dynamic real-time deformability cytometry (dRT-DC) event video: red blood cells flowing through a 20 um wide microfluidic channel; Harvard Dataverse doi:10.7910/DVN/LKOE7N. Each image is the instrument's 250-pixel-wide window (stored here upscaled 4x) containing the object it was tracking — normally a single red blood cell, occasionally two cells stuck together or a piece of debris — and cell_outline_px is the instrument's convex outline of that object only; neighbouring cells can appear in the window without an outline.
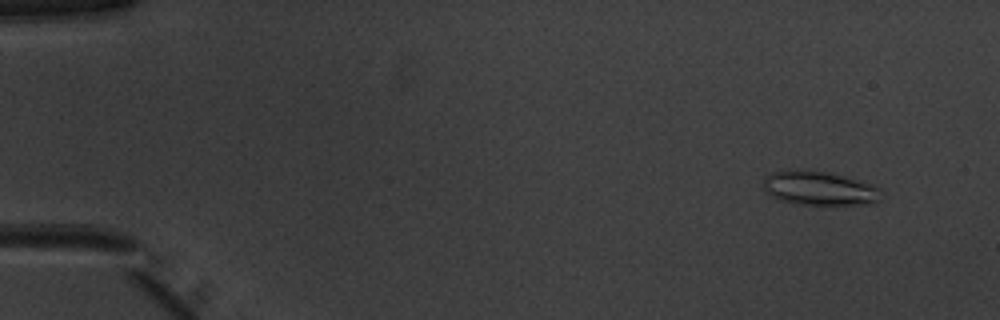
{"species": "common noctule bat (a hibernating species)", "species_latin": "Nyctalus noctula", "temperature_condition": "warm", "stored_images_in_passage": 51, "camera_frame_rate_fps": 3000, "um_per_image_px": 0.085, "animal": {"sex": "male", "body_mass_g": 20.1, "forearm_length_mm": 53.5}, "frame": {"image": 1, "passage_image": 4, "time_ms": 1.0, "image_size_px": [1000, 320], "cell_outline_px": [[880, 200], [872, 204], [796, 204], [780, 200], [764, 192], [760, 188], [764, 180], [772, 172], [792, 168], [824, 172], [844, 176], [872, 184], [880, 188]], "centroid_in_image_um": [69.59, 16.0], "position_along_channel_um": 15.4, "area_um2": 23.52}}
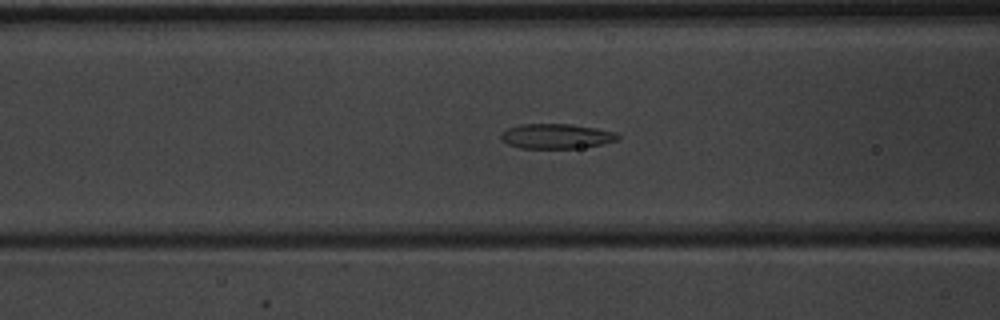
{"frame": {"image": 2, "passage_image": 21, "time_ms": 6.667, "image_size_px": [1000, 320], "cell_outline_px": [[620, 140], [580, 148], [520, 148], [508, 144], [500, 140], [500, 136], [508, 128], [520, 124], [572, 124], [596, 128], [616, 132], [620, 136]], "centroid_in_image_um": [47.31, 11.58], "position_along_channel_um": 119.3, "area_um2": 16.99}}
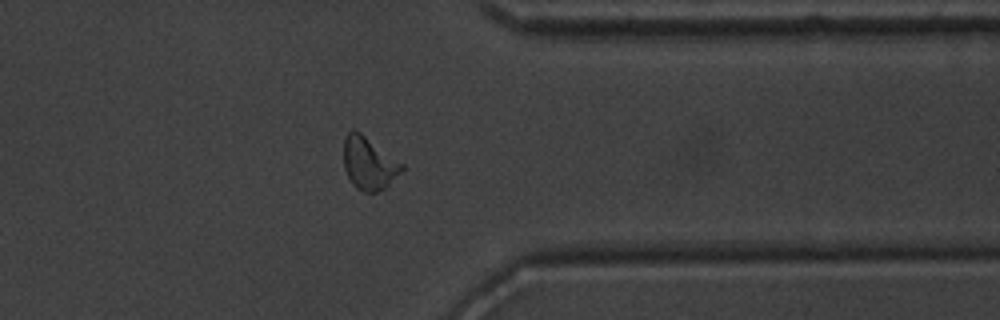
{"frame": {"image": 3, "passage_image": 41, "time_ms": 13.333, "image_size_px": [1000, 320], "cell_outline_px": [[404, 168], [384, 188], [376, 192], [364, 192], [356, 188], [352, 184], [344, 168], [344, 136], [352, 128], [360, 132], [404, 164]], "centroid_in_image_um": [31.33, 13.86], "position_along_channel_um": 380.1, "area_um2": 17.69}, "authors_computed_cell_mechanics": {"area_um2": 17.3978, "velocity_mm_per_s": 3.9915, "shape_relaxation_time_tau1_ms": 4.1011, "shape_relaxation_time_tau2_ms": 1.4658, "deformation_change_tau1": 0.1488, "deformation_change_tau2": 0.0736}}